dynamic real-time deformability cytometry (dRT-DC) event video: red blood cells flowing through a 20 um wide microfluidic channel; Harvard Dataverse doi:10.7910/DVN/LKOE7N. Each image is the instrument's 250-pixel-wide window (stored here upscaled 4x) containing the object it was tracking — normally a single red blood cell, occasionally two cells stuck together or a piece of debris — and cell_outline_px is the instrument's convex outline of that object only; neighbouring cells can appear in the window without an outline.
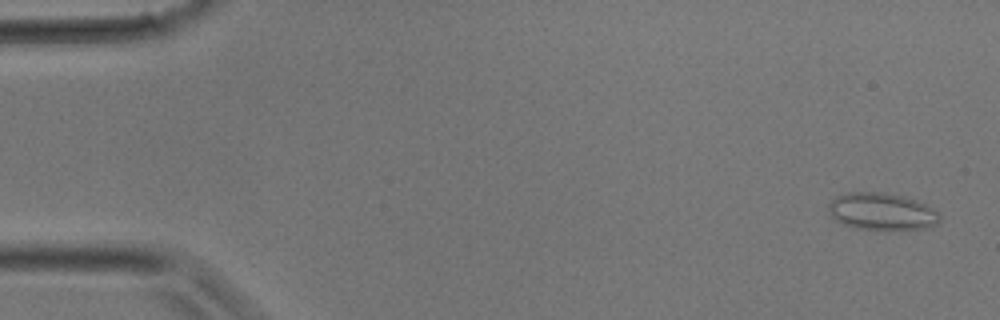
{"species": "common noctule bat (a hibernating species)", "species_latin": "Nyctalus noctula", "temperature_condition": "room temperature", "stored_images_in_passage": 9, "segment_of_instrument_passage": [1, 2], "camera_frame_rate_fps": 3000, "um_per_image_px": 0.085, "animal": {"sex": "male", "body_mass_g": 17.9}, "frame": {"image": 1, "passage_image": 2, "time_ms": 0.333, "image_size_px": [1000, 320], "cell_outline_px": [[940, 220], [936, 224], [928, 228], [888, 232], [884, 232], [856, 228], [844, 224], [836, 220], [832, 216], [828, 208], [828, 204], [836, 196], [848, 192], [880, 192], [904, 196], [916, 200], [932, 208], [940, 216]], "centroid_in_image_um": [74.97, 18.02], "position_along_channel_um": 10.0, "area_um2": 24.62}}